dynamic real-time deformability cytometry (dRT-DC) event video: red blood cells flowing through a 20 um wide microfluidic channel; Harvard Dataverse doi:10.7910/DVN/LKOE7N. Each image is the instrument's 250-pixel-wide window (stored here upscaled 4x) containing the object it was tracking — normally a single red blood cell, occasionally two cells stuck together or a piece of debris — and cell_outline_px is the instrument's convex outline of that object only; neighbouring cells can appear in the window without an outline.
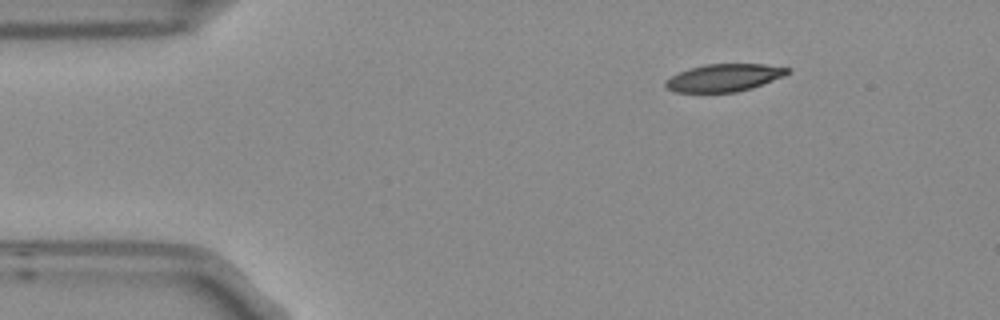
{"species": "Egyptian fruit bat (a non-hibernating species)", "species_latin": "Rousettus aegyptiacus", "temperature_condition": "room temperature", "stored_images_in_passage": 3, "camera_frame_rate_fps": 3000, "um_per_image_px": 0.085, "frame": {"image": 1, "passage_image": 1, "time_ms": 0.0, "image_size_px": [1000, 320], "cell_outline_px": [[792, 68], [784, 76], [752, 88], [736, 92], [676, 92], [668, 88], [664, 84], [664, 80], [688, 68], [704, 64], [764, 64]], "centroid_in_image_um": [61.55, 6.6], "position_along_channel_um": 23.5, "area_um2": 19.54}}